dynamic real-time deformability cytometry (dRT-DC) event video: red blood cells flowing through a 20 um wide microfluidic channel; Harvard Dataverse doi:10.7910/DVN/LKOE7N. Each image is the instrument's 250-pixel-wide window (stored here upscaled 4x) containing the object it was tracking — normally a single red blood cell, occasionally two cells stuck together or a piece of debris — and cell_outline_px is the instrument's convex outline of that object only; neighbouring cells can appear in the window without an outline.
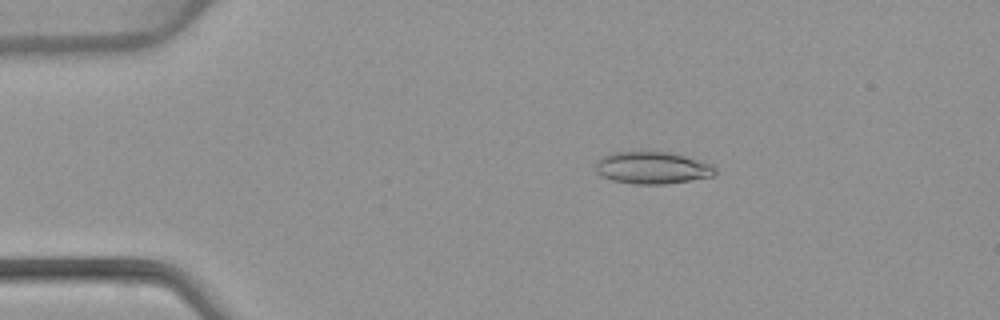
{"species": "common noctule bat (a hibernating species)", "species_latin": "Nyctalus noctula", "temperature_condition": "warm", "stored_images_in_passage": 28, "camera_frame_rate_fps": 3000, "um_per_image_px": 0.085, "animal": {"sex": "female", "body_mass_g": 22.7, "forearm_length_mm": 54.2}, "frame": {"image": 1, "passage_image": 1, "time_ms": 0.0, "image_size_px": [1000, 320], "cell_outline_px": [[716, 176], [664, 184], [636, 184], [612, 180], [596, 172], [596, 160], [612, 152], [668, 152], [684, 156], [712, 164], [716, 168]], "centroid_in_image_um": [55.46, 14.27], "position_along_channel_um": 29.5, "area_um2": 22.25}}
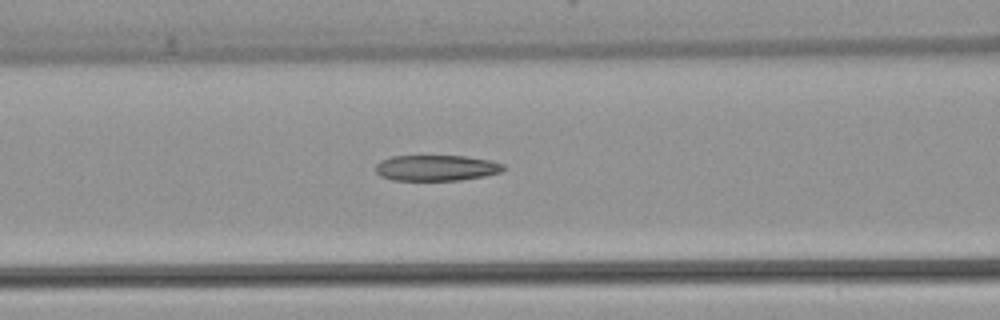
{"frame": {"image": 2, "passage_image": 13, "time_ms": 4.0, "image_size_px": [1000, 320], "cell_outline_px": [[504, 168], [500, 172], [484, 176], [460, 180], [392, 180], [380, 176], [376, 172], [376, 164], [380, 160], [392, 156], [464, 156], [492, 160], [504, 164]], "centroid_in_image_um": [37.07, 14.27], "position_along_channel_um": 129.5, "area_um2": 19.25}}
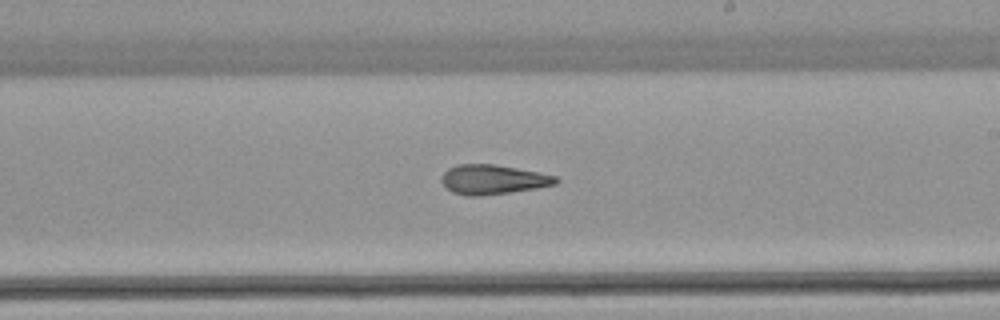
{"frame": {"image": 3, "passage_image": 22, "time_ms": 7.0, "image_size_px": [1000, 320], "cell_outline_px": [[560, 180], [556, 184], [536, 188], [480, 196], [464, 196], [452, 192], [440, 180], [440, 176], [448, 168], [456, 164], [496, 164], [556, 176]], "centroid_in_image_um": [41.86, 15.25], "position_along_channel_um": 247.1, "area_um2": 19.65}}